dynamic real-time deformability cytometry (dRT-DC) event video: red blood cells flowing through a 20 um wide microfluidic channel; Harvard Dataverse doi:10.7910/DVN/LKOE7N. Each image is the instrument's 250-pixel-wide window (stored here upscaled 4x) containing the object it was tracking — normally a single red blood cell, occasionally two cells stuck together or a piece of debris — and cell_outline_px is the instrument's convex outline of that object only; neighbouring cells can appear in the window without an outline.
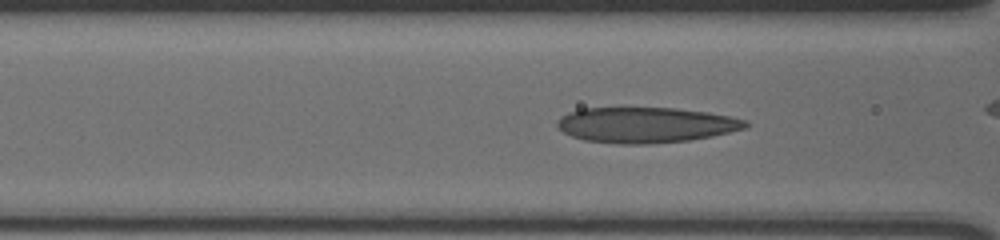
{"species": "human", "species_latin": "Homo sapiens", "temperature_condition": "cold", "stored_images_in_passage": 27, "camera_frame_rate_fps": 3000, "um_per_image_px": 0.085, "donor": {"sex": "male"}, "frame": {"image": 1, "passage_image": 4, "time_ms": 1.0, "image_size_px": [1000, 240], "cell_outline_px": [[748, 124], [744, 128], [712, 136], [688, 140], [648, 144], [620, 144], [584, 140], [572, 136], [556, 128], [556, 120], [560, 116], [568, 112], [580, 108], [676, 108], [708, 112], [748, 120]], "centroid_in_image_um": [54.83, 10.61], "position_along_channel_um": 111.8, "area_um2": 39.02}}
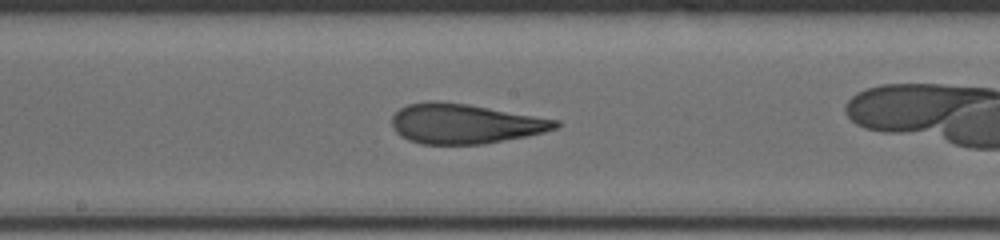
{"frame": {"image": 2, "passage_image": 12, "time_ms": 3.667, "image_size_px": [1000, 240], "cell_outline_px": [[560, 124], [556, 128], [544, 132], [484, 144], [420, 144], [408, 140], [400, 136], [396, 132], [392, 124], [392, 116], [400, 108], [408, 104], [432, 100], [436, 100], [468, 104], [560, 120]], "centroid_in_image_um": [39.49, 10.51], "position_along_channel_um": 208.7, "area_um2": 37.97}}
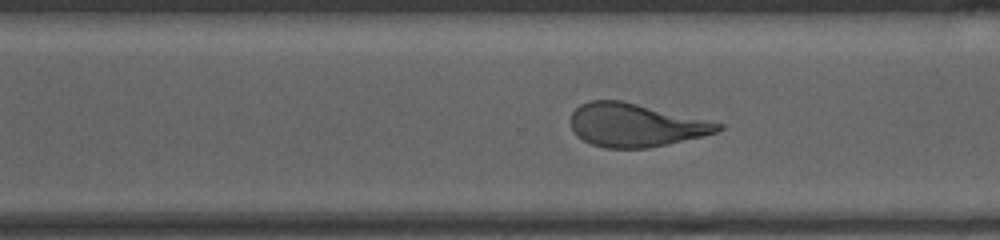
{"frame": {"image": 3, "passage_image": 21, "time_ms": 6.667, "image_size_px": [1000, 240], "cell_outline_px": [[724, 128], [716, 132], [704, 136], [668, 144], [648, 148], [604, 148], [592, 144], [576, 136], [568, 120], [572, 112], [580, 104], [592, 100], [620, 100], [724, 124]], "centroid_in_image_um": [53.98, 10.64], "position_along_channel_um": 316.6, "area_um2": 37.11}}